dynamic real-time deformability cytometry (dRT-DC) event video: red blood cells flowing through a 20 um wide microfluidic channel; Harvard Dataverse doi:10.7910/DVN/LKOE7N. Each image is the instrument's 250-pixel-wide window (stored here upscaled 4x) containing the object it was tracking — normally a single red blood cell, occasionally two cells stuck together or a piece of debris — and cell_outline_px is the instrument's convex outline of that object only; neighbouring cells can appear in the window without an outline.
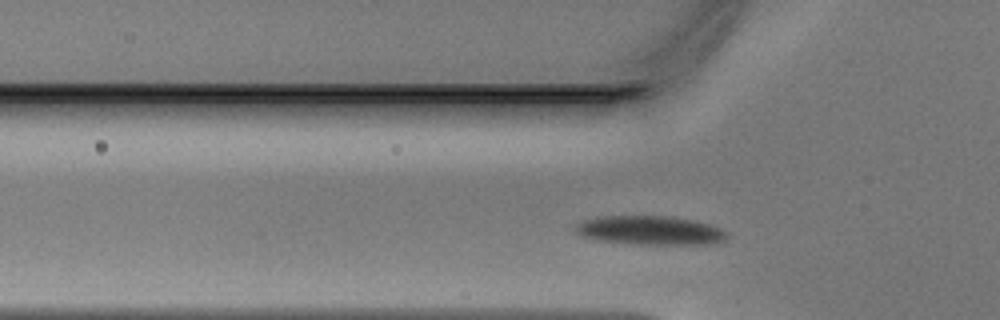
{"species": "Egyptian fruit bat (a non-hibernating species)", "species_latin": "Rousettus aegyptiacus", "temperature_condition": "warm", "stored_images_in_passage": 29, "camera_frame_rate_fps": 3000, "um_per_image_px": 0.085, "animal": {"sex": "male"}, "frame": {"image": 1, "passage_image": 5, "time_ms": 1.333, "image_size_px": [1000, 320], "cell_outline_px": [[728, 236], [724, 240], [716, 244], [636, 244], [596, 240], [584, 236], [576, 232], [572, 228], [576, 224], [584, 220], [600, 216], [672, 216], [692, 220], [708, 224], [720, 228], [728, 232]], "centroid_in_image_um": [55.26, 19.58], "position_along_channel_um": 70.5, "area_um2": 25.66}}
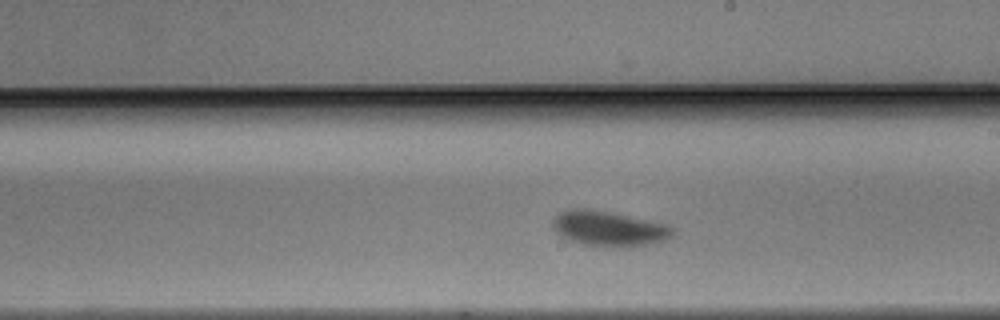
{"frame": {"image": 2, "passage_image": 17, "time_ms": 5.333, "image_size_px": [1000, 320], "cell_outline_px": [[676, 232], [672, 236], [664, 240], [648, 244], [584, 244], [568, 240], [556, 232], [552, 228], [552, 220], [560, 212], [568, 208], [588, 208], [612, 212], [672, 224], [676, 228]], "centroid_in_image_um": [51.78, 19.36], "position_along_channel_um": 237.2, "area_um2": 24.28}}
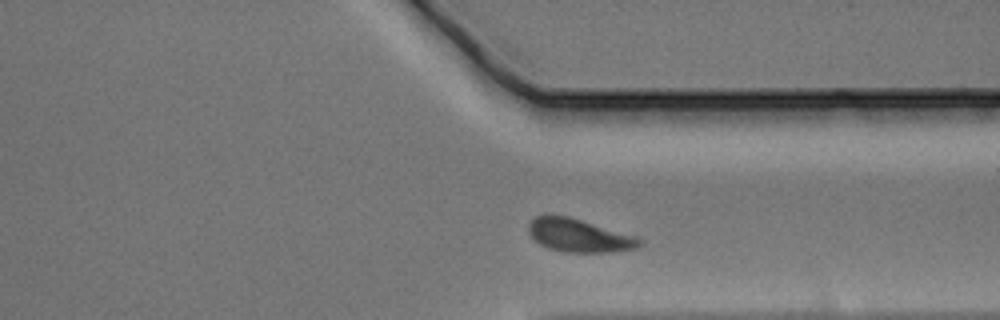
{"frame": {"image": 3, "passage_image": 26, "time_ms": 8.333, "image_size_px": [1000, 320], "cell_outline_px": [[644, 244], [640, 248], [616, 252], [564, 252], [548, 248], [540, 244], [528, 232], [528, 224], [536, 216], [548, 212], [568, 216], [640, 236], [644, 240]], "centroid_in_image_um": [49.3, 20.0], "position_along_channel_um": 362.1, "area_um2": 22.25}}